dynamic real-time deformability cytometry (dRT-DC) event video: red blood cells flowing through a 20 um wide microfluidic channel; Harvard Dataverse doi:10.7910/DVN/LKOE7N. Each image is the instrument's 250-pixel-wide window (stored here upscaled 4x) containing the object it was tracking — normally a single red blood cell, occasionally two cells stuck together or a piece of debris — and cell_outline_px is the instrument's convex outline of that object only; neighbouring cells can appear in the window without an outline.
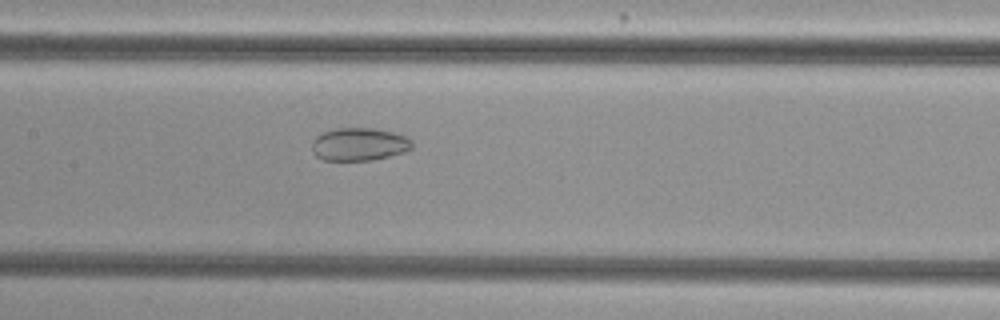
{"species": "common noctule bat (a hibernating species)", "species_latin": "Nyctalus noctula", "temperature_condition": "cold", "stored_images_in_passage": 39, "camera_frame_rate_fps": 3000, "um_per_image_px": 0.085, "animal": {"sex": "female", "body_mass_g": 29.2, "forearm_length_mm": 56.3}, "frame": {"image": 1, "passage_image": 11, "time_ms": 3.333, "image_size_px": [1000, 320], "cell_outline_px": [[412, 148], [404, 152], [372, 160], [324, 160], [316, 156], [312, 152], [312, 140], [316, 136], [324, 132], [336, 128], [376, 128], [392, 132], [404, 136], [412, 140]], "centroid_in_image_um": [30.51, 12.26], "position_along_channel_um": 176.9, "area_um2": 19.19}}
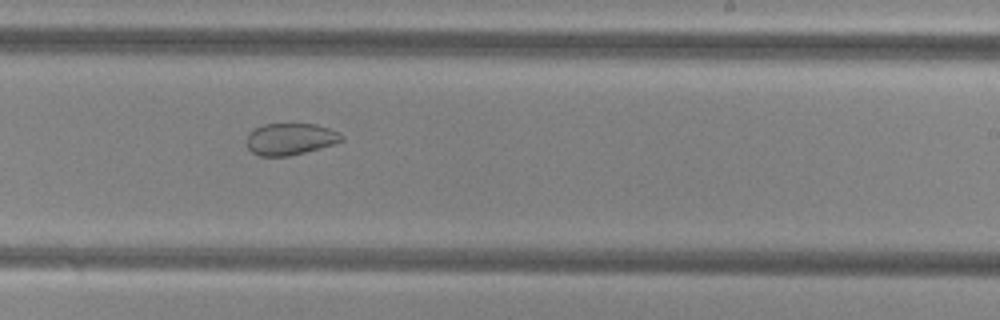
{"frame": {"image": 2, "passage_image": 18, "time_ms": 5.667, "image_size_px": [1000, 320], "cell_outline_px": [[344, 140], [320, 148], [288, 156], [260, 156], [252, 152], [248, 148], [248, 132], [264, 124], [316, 124], [340, 132], [344, 136]], "centroid_in_image_um": [24.69, 11.81], "position_along_channel_um": 264.3, "area_um2": 17.46}}
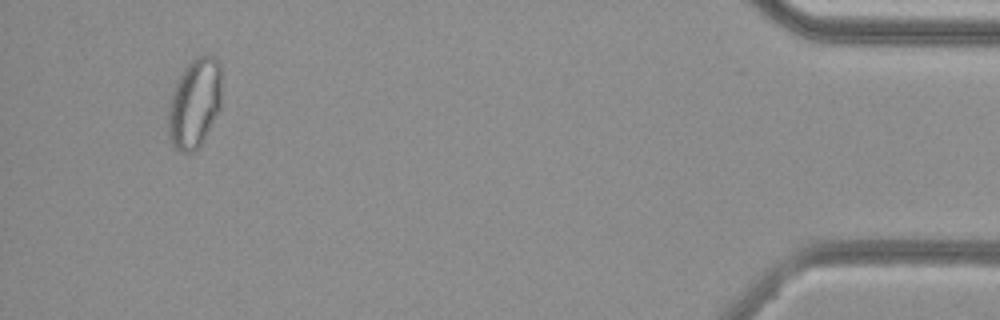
{"frame": {"image": 3, "passage_image": 36, "time_ms": 11.667, "image_size_px": [1000, 320], "cell_outline_px": [[220, 108], [204, 140], [196, 152], [180, 152], [172, 144], [168, 136], [168, 108], [172, 92], [184, 68], [196, 56], [212, 56], [220, 60]], "centroid_in_image_um": [16.53, 8.81], "position_along_channel_um": 418.7, "area_um2": 27.92}, "authors_computed_cell_mechanics": {"area_um2": 21.964, "velocity_mm_per_s": 3.7615, "shape_relaxation_time_tau1_ms": null, "shape_relaxation_time_tau2_ms": 3.4527, "deformation_change_tau1": null, "deformation_change_tau2": 0.0738}}